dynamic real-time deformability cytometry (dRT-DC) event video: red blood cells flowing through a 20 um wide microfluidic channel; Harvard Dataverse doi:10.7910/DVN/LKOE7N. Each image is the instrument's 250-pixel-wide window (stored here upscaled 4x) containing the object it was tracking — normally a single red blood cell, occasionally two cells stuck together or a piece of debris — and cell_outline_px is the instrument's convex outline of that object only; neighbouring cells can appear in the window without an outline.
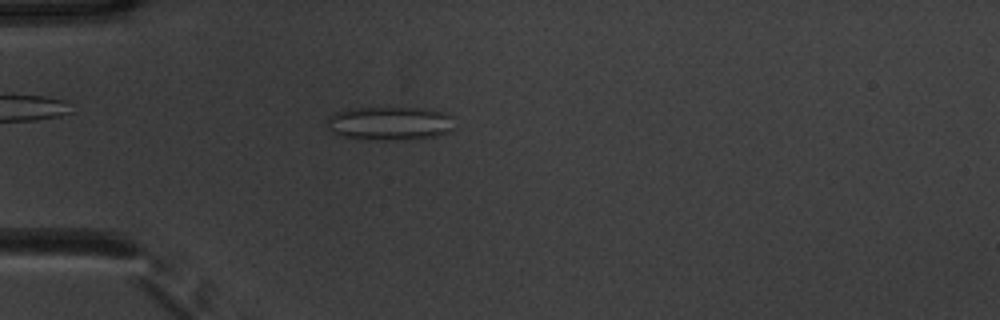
{"species": "common noctule bat (a hibernating species)", "species_latin": "Nyctalus noctula", "temperature_condition": "warm", "stored_images_in_passage": 40, "camera_frame_rate_fps": 3000, "um_per_image_px": 0.085, "animal": {"sex": "male", "body_mass_g": 20.1, "forearm_length_mm": 53.5}, "frame": {"image": 1, "passage_image": 3, "time_ms": 0.667, "image_size_px": [1000, 320], "cell_outline_px": [[452, 128], [436, 136], [412, 140], [384, 140], [340, 136], [332, 132], [328, 128], [328, 116], [336, 112], [356, 108], [424, 108], [444, 112], [452, 116]], "centroid_in_image_um": [33.13, 10.49], "position_along_channel_um": 51.9, "area_um2": 24.85}}
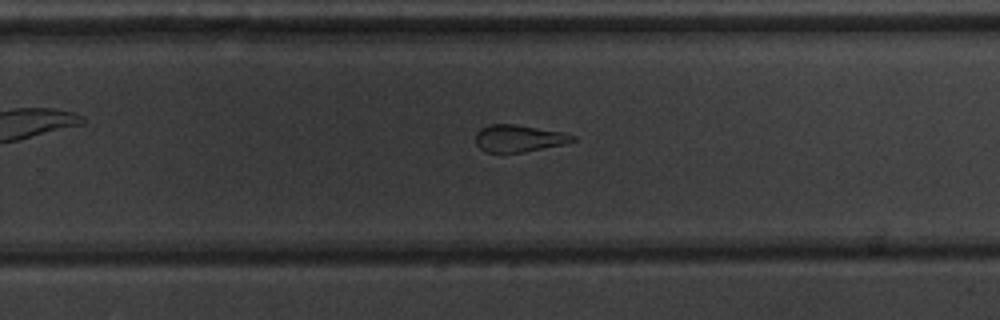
{"frame": {"image": 2, "passage_image": 22, "time_ms": 7.0, "image_size_px": [1000, 320], "cell_outline_px": [[576, 140], [564, 144], [524, 152], [484, 152], [476, 144], [476, 132], [480, 128], [488, 124], [516, 124], [564, 132], [576, 136]], "centroid_in_image_um": [44.09, 11.75], "position_along_channel_um": 285.7, "area_um2": 15.43}}
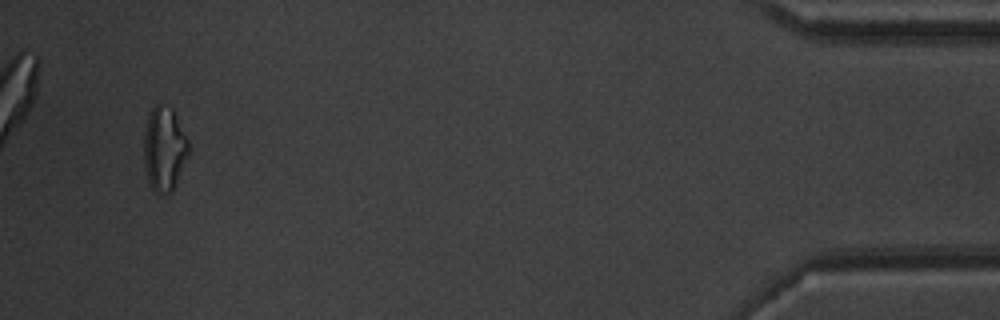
{"frame": {"image": 3, "passage_image": 38, "time_ms": 12.333, "image_size_px": [1000, 320], "cell_outline_px": [[188, 156], [172, 192], [168, 196], [160, 196], [152, 188], [148, 180], [144, 164], [144, 132], [148, 112], [160, 100], [172, 108], [188, 140]], "centroid_in_image_um": [13.94, 12.64], "position_along_channel_um": 421.3, "area_um2": 22.37}, "authors_computed_cell_mechanics": {"area_um2": 17.6579, "velocity_mm_per_s": 3.8774, "shape_relaxation_time_tau1_ms": null, "shape_relaxation_time_tau2_ms": 2.2759, "deformation_change_tau1": null, "deformation_change_tau2": 0.1362}}